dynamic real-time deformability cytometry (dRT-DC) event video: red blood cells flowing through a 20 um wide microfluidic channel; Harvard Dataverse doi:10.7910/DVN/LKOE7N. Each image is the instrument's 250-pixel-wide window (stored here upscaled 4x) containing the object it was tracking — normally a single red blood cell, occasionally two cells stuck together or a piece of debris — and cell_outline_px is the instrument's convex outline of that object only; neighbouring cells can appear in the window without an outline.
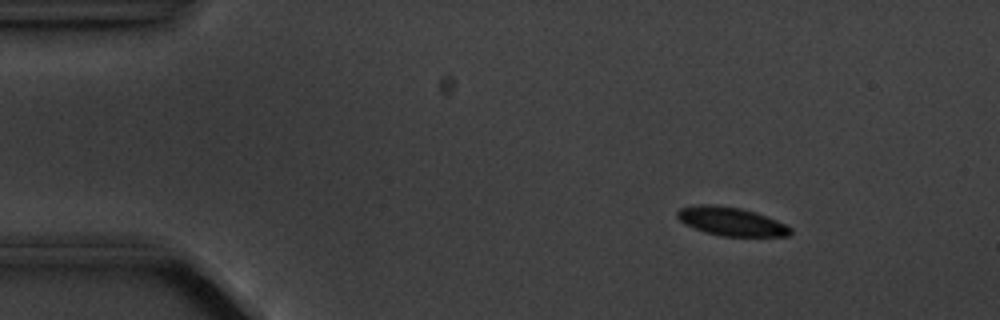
{"species": "common noctule bat (a hibernating species)", "species_latin": "Nyctalus noctula", "temperature_condition": "cold", "stored_images_in_passage": 6, "camera_frame_rate_fps": 3000, "um_per_image_px": 0.085, "animal": {"sex": "male", "body_mass_g": 20.1, "forearm_length_mm": 53.5}, "frame": {"image": 1, "passage_image": 2, "time_ms": 1.333, "image_size_px": [1000, 320], "cell_outline_px": [[792, 232], [788, 236], [720, 236], [704, 232], [684, 224], [676, 216], [676, 212], [680, 208], [700, 204], [712, 204], [740, 208], [776, 220], [792, 228]], "centroid_in_image_um": [62.1, 18.83], "position_along_channel_um": 22.9, "area_um2": 18.67}}
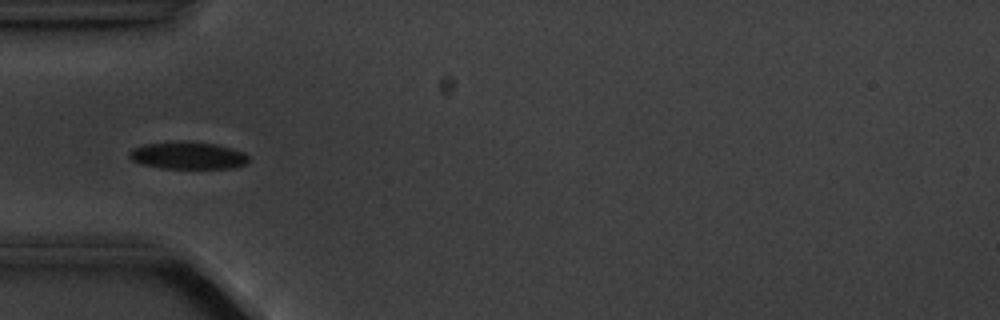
{"frame": {"image": 2, "passage_image": 5, "time_ms": 4.667, "image_size_px": [1000, 320], "cell_outline_px": [[248, 160], [244, 164], [232, 168], [160, 168], [140, 164], [132, 160], [128, 156], [128, 152], [132, 148], [144, 144], [212, 144], [244, 152], [248, 156]], "centroid_in_image_um": [15.92, 13.27], "position_along_channel_um": 69.1, "area_um2": 17.98}}